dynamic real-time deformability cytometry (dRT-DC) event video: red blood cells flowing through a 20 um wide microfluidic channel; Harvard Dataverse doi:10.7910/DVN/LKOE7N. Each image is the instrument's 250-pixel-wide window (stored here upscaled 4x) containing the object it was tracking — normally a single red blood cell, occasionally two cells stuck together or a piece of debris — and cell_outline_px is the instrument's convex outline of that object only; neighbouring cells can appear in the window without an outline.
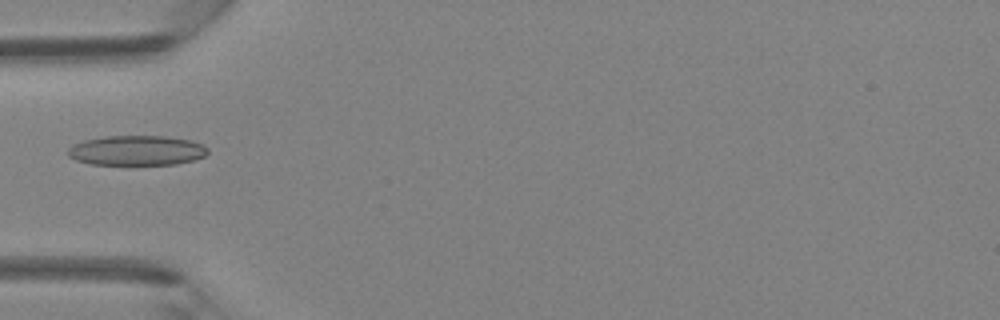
{"species": "Egyptian fruit bat (a non-hibernating species)", "species_latin": "Rousettus aegyptiacus", "temperature_condition": "room temperature", "stored_images_in_passage": 31, "camera_frame_rate_fps": 3000, "um_per_image_px": 0.085, "animal": {"sex": "female"}, "frame": {"image": 1, "passage_image": 1, "time_ms": 0.0, "image_size_px": [1000, 320], "cell_outline_px": [[208, 152], [204, 156], [192, 160], [176, 164], [92, 164], [76, 160], [68, 156], [68, 148], [72, 144], [84, 140], [104, 136], [164, 136], [192, 140], [204, 144], [208, 148]], "centroid_in_image_um": [11.62, 12.78], "position_along_channel_um": 73.4, "area_um2": 24.39}}
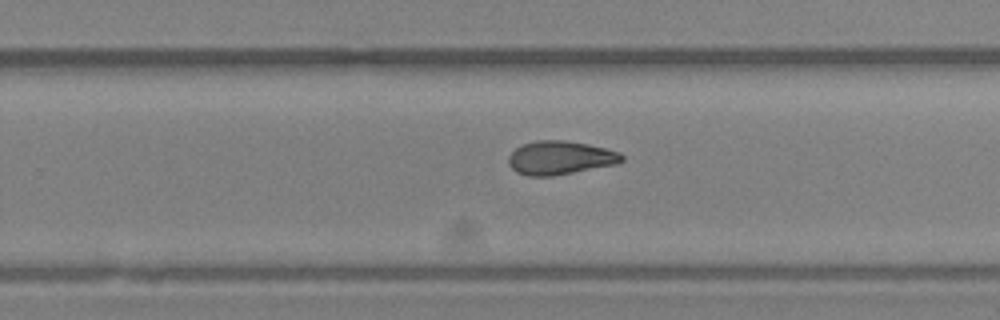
{"frame": {"image": 2, "passage_image": 15, "time_ms": 4.667, "image_size_px": [1000, 320], "cell_outline_px": [[624, 160], [616, 164], [552, 176], [528, 176], [516, 172], [508, 164], [508, 156], [516, 148], [524, 144], [536, 140], [564, 140], [588, 144], [620, 152], [624, 156]], "centroid_in_image_um": [47.6, 13.41], "position_along_channel_um": 282.2, "area_um2": 22.14}}
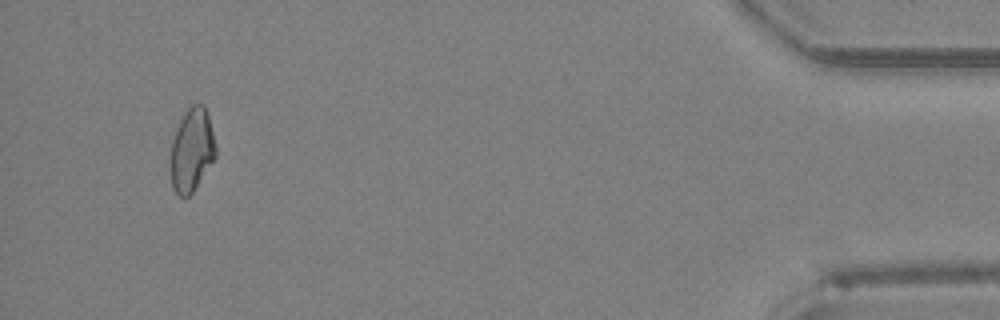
{"frame": {"image": 3, "passage_image": 29, "time_ms": 9.333, "image_size_px": [1000, 320], "cell_outline_px": [[216, 156], [192, 192], [188, 196], [180, 196], [172, 188], [168, 164], [172, 140], [176, 128], [184, 112], [192, 104], [204, 104], [208, 116], [216, 144]], "centroid_in_image_um": [16.26, 12.75], "position_along_channel_um": 418.9, "area_um2": 22.14}}